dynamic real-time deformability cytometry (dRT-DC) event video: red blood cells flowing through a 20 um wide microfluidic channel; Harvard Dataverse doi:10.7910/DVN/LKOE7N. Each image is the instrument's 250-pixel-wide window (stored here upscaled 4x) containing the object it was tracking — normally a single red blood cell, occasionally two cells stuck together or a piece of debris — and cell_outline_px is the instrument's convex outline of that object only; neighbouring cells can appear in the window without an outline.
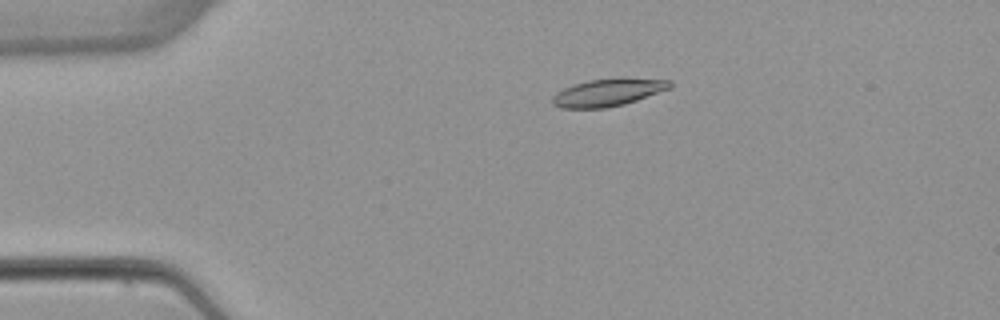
{"species": "common noctule bat (a hibernating species)", "species_latin": "Nyctalus noctula", "temperature_condition": "warm", "stored_images_in_passage": 4, "camera_frame_rate_fps": 3000, "um_per_image_px": 0.085, "animal": {"sex": "female", "body_mass_g": 22.7, "forearm_length_mm": 54.2}, "frame": {"image": 1, "passage_image": 3, "time_ms": 2.667, "image_size_px": [1000, 320], "cell_outline_px": [[672, 88], [624, 104], [604, 108], [560, 108], [552, 104], [552, 96], [556, 92], [572, 84], [588, 80], [620, 76], [624, 76], [672, 80]], "centroid_in_image_um": [51.71, 7.82], "position_along_channel_um": 33.3, "area_um2": 19.42}}